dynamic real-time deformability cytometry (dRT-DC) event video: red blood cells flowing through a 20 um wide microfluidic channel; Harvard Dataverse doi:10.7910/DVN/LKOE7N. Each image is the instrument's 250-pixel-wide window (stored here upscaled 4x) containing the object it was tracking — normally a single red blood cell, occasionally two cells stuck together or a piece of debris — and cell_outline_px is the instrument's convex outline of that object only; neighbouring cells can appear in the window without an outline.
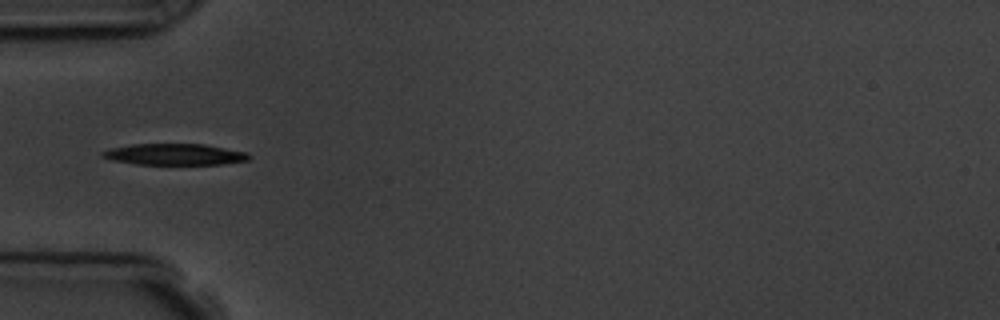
{"species": "common noctule bat (a hibernating species)", "species_latin": "Nyctalus noctula", "temperature_condition": "room temperature", "stored_images_in_passage": 5, "camera_frame_rate_fps": 3000, "um_per_image_px": 0.085, "animal": {"sex": "male", "body_mass_g": 19.5, "forearm_length_mm": 54.6}, "frame": {"image": 1, "passage_image": 5, "time_ms": 5.333, "image_size_px": [1000, 320], "cell_outline_px": [[252, 156], [248, 160], [220, 164], [136, 164], [112, 160], [100, 156], [100, 152], [108, 148], [132, 144], [204, 144], [248, 152]], "centroid_in_image_um": [14.82, 13.11], "position_along_channel_um": 70.2, "area_um2": 18.26}}